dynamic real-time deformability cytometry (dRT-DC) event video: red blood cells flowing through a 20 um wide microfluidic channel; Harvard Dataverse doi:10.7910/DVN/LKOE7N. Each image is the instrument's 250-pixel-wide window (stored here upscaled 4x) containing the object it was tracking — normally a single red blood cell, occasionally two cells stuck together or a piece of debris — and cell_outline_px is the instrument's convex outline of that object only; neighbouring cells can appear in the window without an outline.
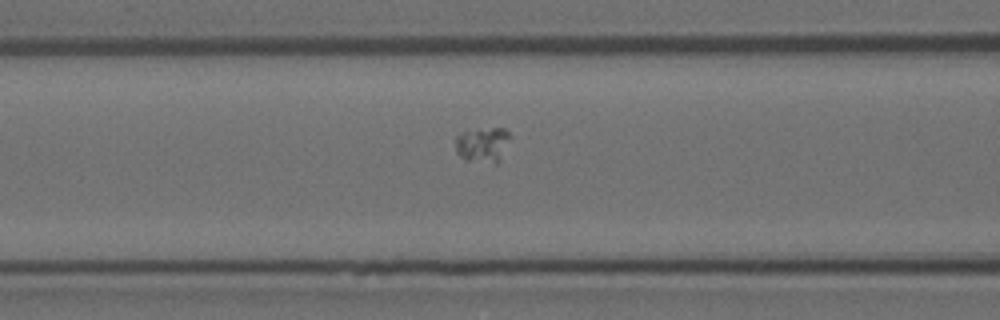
{"species": "Egyptian fruit bat (a non-hibernating species)", "species_latin": "Rousettus aegyptiacus", "temperature_condition": "room temperature", "stored_images_in_passage": 39, "camera_frame_rate_fps": 3000, "um_per_image_px": 0.085, "animal": {"sex": "female"}, "frame": {"image": 1, "passage_image": 6, "time_ms": 1.667, "image_size_px": [1000, 320], "cell_outline_px": [[512, 136], [496, 164], [464, 160], [456, 152], [456, 136], [464, 132], [492, 128], [504, 128]], "centroid_in_image_um": [41.03, 12.31], "position_along_channel_um": 125.6, "area_um2": 11.04}}
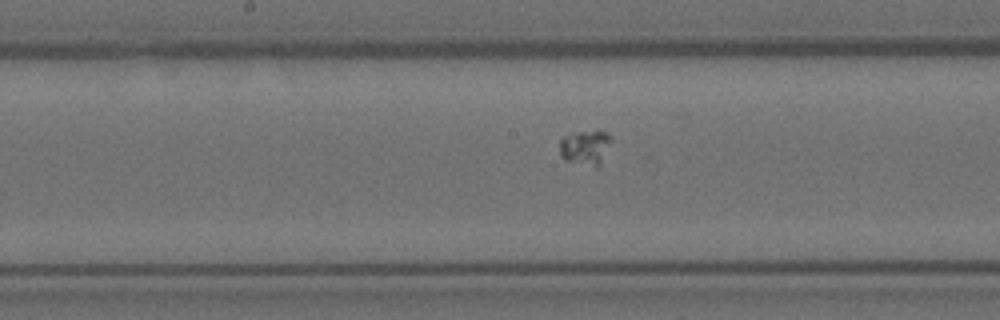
{"frame": {"image": 2, "passage_image": 12, "time_ms": 3.667, "image_size_px": [1000, 320], "cell_outline_px": [[612, 140], [600, 164], [596, 168], [564, 160], [560, 156], [560, 140], [564, 136], [572, 132], [608, 132]], "centroid_in_image_um": [49.73, 12.55], "position_along_channel_um": 198.5, "area_um2": 10.46}}